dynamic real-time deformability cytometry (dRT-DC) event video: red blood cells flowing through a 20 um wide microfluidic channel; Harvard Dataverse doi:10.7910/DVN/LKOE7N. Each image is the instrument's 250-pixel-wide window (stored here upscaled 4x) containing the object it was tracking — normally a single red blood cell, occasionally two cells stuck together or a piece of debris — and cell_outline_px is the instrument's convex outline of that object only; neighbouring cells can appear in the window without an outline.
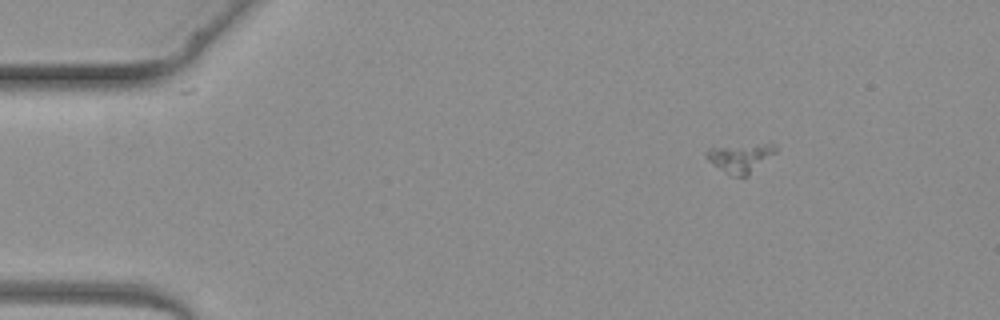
{"species": "common noctule bat (a hibernating species)", "species_latin": "Nyctalus noctula", "temperature_condition": "warm", "stored_images_in_passage": 2, "camera_frame_rate_fps": 3000, "um_per_image_px": 0.085, "animal": {"sex": "female", "body_mass_g": 19.3, "forearm_length_mm": 54.1}, "frame": {"image": 1, "passage_image": 1, "time_ms": 0.0, "image_size_px": [1000, 320], "cell_outline_px": [[776, 152], [748, 176], [732, 176], [708, 160], [708, 148], [756, 144], [776, 144]], "centroid_in_image_um": [62.98, 13.42], "position_along_channel_um": 22.0, "area_um2": 11.21}}